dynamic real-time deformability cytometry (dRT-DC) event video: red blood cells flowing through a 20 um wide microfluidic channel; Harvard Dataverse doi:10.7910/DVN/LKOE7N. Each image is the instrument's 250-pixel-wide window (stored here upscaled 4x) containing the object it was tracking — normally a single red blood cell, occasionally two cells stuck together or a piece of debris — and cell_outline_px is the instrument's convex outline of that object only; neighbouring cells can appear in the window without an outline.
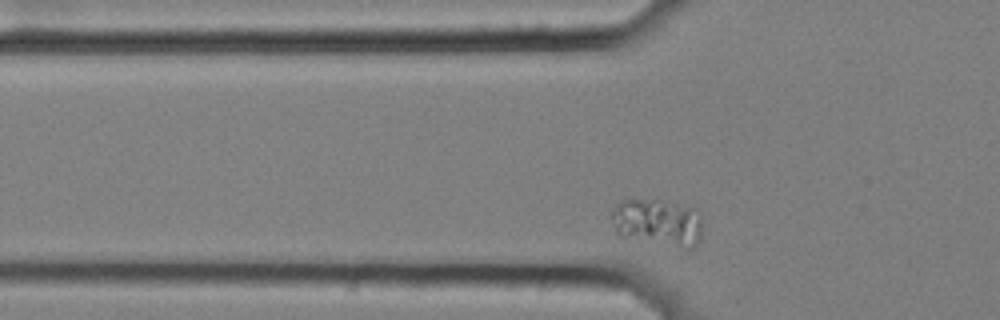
{"species": "common noctule bat (a hibernating species)", "species_latin": "Nyctalus noctula", "temperature_condition": "cold", "stored_images_in_passage": 39, "camera_frame_rate_fps": 3000, "um_per_image_px": 0.085, "animal": {"sex": "female", "body_mass_g": 25.1}, "frame": {"image": 1, "passage_image": 6, "time_ms": 1.667, "image_size_px": [1000, 320], "cell_outline_px": [[700, 240], [692, 248], [688, 248], [620, 236], [616, 232], [612, 216], [612, 212], [616, 204], [620, 200], [660, 200], [696, 208], [700, 212]], "centroid_in_image_um": [55.92, 18.88], "position_along_channel_um": 69.9, "area_um2": 24.62}}
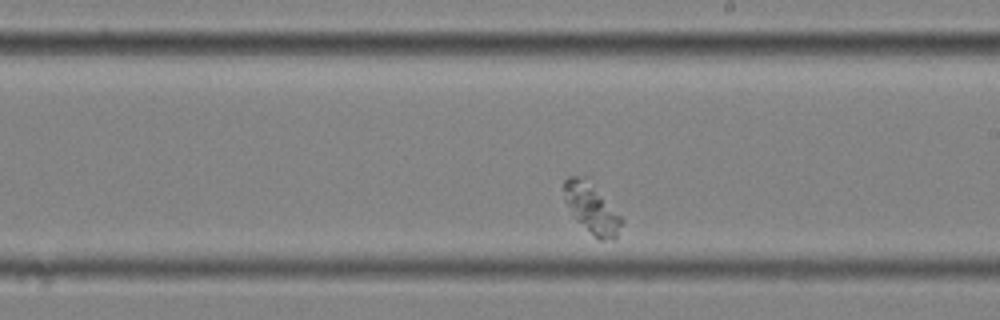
{"frame": {"image": 2, "passage_image": 22, "time_ms": 7.0, "image_size_px": [1000, 320], "cell_outline_px": [[624, 220], [616, 236], [612, 240], [600, 240], [576, 220], [564, 200], [564, 180], [568, 176], [588, 176]], "centroid_in_image_um": [50.29, 17.66], "position_along_channel_um": 238.7, "area_um2": 16.88}}
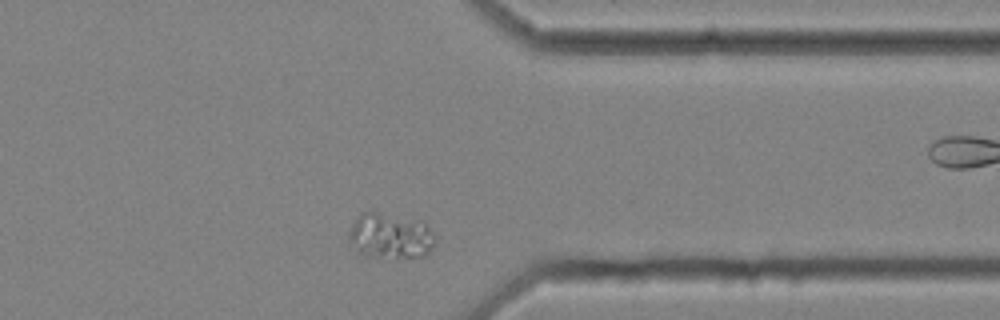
{"frame": {"image": 3, "passage_image": 35, "time_ms": 11.333, "image_size_px": [1000, 320], "cell_outline_px": [[436, 236], [428, 252], [424, 256], [368, 256], [360, 252], [348, 244], [348, 232], [356, 216], [360, 212], [368, 208], [424, 220]], "centroid_in_image_um": [33.13, 19.95], "position_along_channel_um": 378.3, "area_um2": 23.58}}